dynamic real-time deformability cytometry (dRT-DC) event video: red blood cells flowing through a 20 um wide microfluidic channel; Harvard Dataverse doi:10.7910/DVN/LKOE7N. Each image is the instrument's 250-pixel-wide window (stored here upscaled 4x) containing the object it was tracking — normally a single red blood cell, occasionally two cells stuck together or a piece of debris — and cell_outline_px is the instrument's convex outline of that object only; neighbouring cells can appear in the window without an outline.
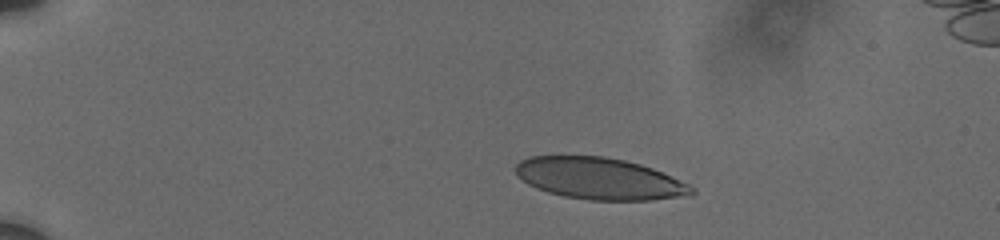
{"species": "human", "species_latin": "Homo sapiens", "temperature_condition": "cold", "stored_images_in_passage": 3, "camera_frame_rate_fps": 3000, "um_per_image_px": 0.085, "donor": {"sex": "male"}, "frame": {"image": 1, "passage_image": 1, "time_ms": 0.0, "image_size_px": [1000, 240], "cell_outline_px": [[696, 192], [692, 196], [652, 200], [588, 200], [564, 196], [548, 192], [536, 188], [528, 184], [516, 172], [516, 164], [520, 160], [532, 156], [604, 156], [624, 160], [640, 164], [652, 168], [692, 184], [696, 188]], "centroid_in_image_um": [51.05, 15.19], "position_along_channel_um": 34.0, "area_um2": 43.0}}